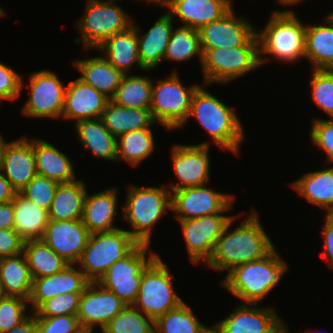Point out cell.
Here are the masks:
<instances>
[{
	"mask_svg": "<svg viewBox=\"0 0 333 333\" xmlns=\"http://www.w3.org/2000/svg\"><path fill=\"white\" fill-rule=\"evenodd\" d=\"M258 215L251 211L246 220L230 232L229 227L236 215L229 221L222 235L216 241L206 265L214 270H229L266 256L274 244L260 224Z\"/></svg>",
	"mask_w": 333,
	"mask_h": 333,
	"instance_id": "cell-1",
	"label": "cell"
},
{
	"mask_svg": "<svg viewBox=\"0 0 333 333\" xmlns=\"http://www.w3.org/2000/svg\"><path fill=\"white\" fill-rule=\"evenodd\" d=\"M275 247L263 258L242 263L229 271L222 286L245 303L258 304L278 285L287 264Z\"/></svg>",
	"mask_w": 333,
	"mask_h": 333,
	"instance_id": "cell-2",
	"label": "cell"
},
{
	"mask_svg": "<svg viewBox=\"0 0 333 333\" xmlns=\"http://www.w3.org/2000/svg\"><path fill=\"white\" fill-rule=\"evenodd\" d=\"M195 117L222 150L239 153L244 130L235 111L200 86L194 92L188 116Z\"/></svg>",
	"mask_w": 333,
	"mask_h": 333,
	"instance_id": "cell-3",
	"label": "cell"
},
{
	"mask_svg": "<svg viewBox=\"0 0 333 333\" xmlns=\"http://www.w3.org/2000/svg\"><path fill=\"white\" fill-rule=\"evenodd\" d=\"M291 10L274 11L264 29L256 31L259 40V61L263 65L269 58L261 53L272 54L276 59L293 62L305 58L306 25Z\"/></svg>",
	"mask_w": 333,
	"mask_h": 333,
	"instance_id": "cell-4",
	"label": "cell"
},
{
	"mask_svg": "<svg viewBox=\"0 0 333 333\" xmlns=\"http://www.w3.org/2000/svg\"><path fill=\"white\" fill-rule=\"evenodd\" d=\"M123 218L131 225L129 234L139 243L150 245L154 224L171 209V191L165 187H128Z\"/></svg>",
	"mask_w": 333,
	"mask_h": 333,
	"instance_id": "cell-5",
	"label": "cell"
},
{
	"mask_svg": "<svg viewBox=\"0 0 333 333\" xmlns=\"http://www.w3.org/2000/svg\"><path fill=\"white\" fill-rule=\"evenodd\" d=\"M139 243L120 228L91 233L87 245L78 261L85 277L97 282L118 260L127 256Z\"/></svg>",
	"mask_w": 333,
	"mask_h": 333,
	"instance_id": "cell-6",
	"label": "cell"
},
{
	"mask_svg": "<svg viewBox=\"0 0 333 333\" xmlns=\"http://www.w3.org/2000/svg\"><path fill=\"white\" fill-rule=\"evenodd\" d=\"M167 264L157 255L141 277L137 300L133 304L154 322L184 302L174 292Z\"/></svg>",
	"mask_w": 333,
	"mask_h": 333,
	"instance_id": "cell-7",
	"label": "cell"
},
{
	"mask_svg": "<svg viewBox=\"0 0 333 333\" xmlns=\"http://www.w3.org/2000/svg\"><path fill=\"white\" fill-rule=\"evenodd\" d=\"M198 87L183 86L176 71L156 84L153 82L150 110L154 121L170 130L184 126L188 121L193 94Z\"/></svg>",
	"mask_w": 333,
	"mask_h": 333,
	"instance_id": "cell-8",
	"label": "cell"
},
{
	"mask_svg": "<svg viewBox=\"0 0 333 333\" xmlns=\"http://www.w3.org/2000/svg\"><path fill=\"white\" fill-rule=\"evenodd\" d=\"M204 84L227 83L260 66L259 46L201 48Z\"/></svg>",
	"mask_w": 333,
	"mask_h": 333,
	"instance_id": "cell-9",
	"label": "cell"
},
{
	"mask_svg": "<svg viewBox=\"0 0 333 333\" xmlns=\"http://www.w3.org/2000/svg\"><path fill=\"white\" fill-rule=\"evenodd\" d=\"M114 0H88L85 14L78 22L85 49H97L110 36L126 31L132 20Z\"/></svg>",
	"mask_w": 333,
	"mask_h": 333,
	"instance_id": "cell-10",
	"label": "cell"
},
{
	"mask_svg": "<svg viewBox=\"0 0 333 333\" xmlns=\"http://www.w3.org/2000/svg\"><path fill=\"white\" fill-rule=\"evenodd\" d=\"M148 247L146 244H138L127 256L116 261L97 282L127 305H133L137 300L143 272L157 256L150 252L147 257V251H150Z\"/></svg>",
	"mask_w": 333,
	"mask_h": 333,
	"instance_id": "cell-11",
	"label": "cell"
},
{
	"mask_svg": "<svg viewBox=\"0 0 333 333\" xmlns=\"http://www.w3.org/2000/svg\"><path fill=\"white\" fill-rule=\"evenodd\" d=\"M233 195L215 192L205 185L171 191V209L178 221L228 211L233 204Z\"/></svg>",
	"mask_w": 333,
	"mask_h": 333,
	"instance_id": "cell-12",
	"label": "cell"
},
{
	"mask_svg": "<svg viewBox=\"0 0 333 333\" xmlns=\"http://www.w3.org/2000/svg\"><path fill=\"white\" fill-rule=\"evenodd\" d=\"M30 96L22 112L31 117L60 118L64 108L65 89L58 76L51 71L41 70L29 77Z\"/></svg>",
	"mask_w": 333,
	"mask_h": 333,
	"instance_id": "cell-13",
	"label": "cell"
},
{
	"mask_svg": "<svg viewBox=\"0 0 333 333\" xmlns=\"http://www.w3.org/2000/svg\"><path fill=\"white\" fill-rule=\"evenodd\" d=\"M233 8L221 19L199 29L201 48L259 46L254 26L244 17L234 16Z\"/></svg>",
	"mask_w": 333,
	"mask_h": 333,
	"instance_id": "cell-14",
	"label": "cell"
},
{
	"mask_svg": "<svg viewBox=\"0 0 333 333\" xmlns=\"http://www.w3.org/2000/svg\"><path fill=\"white\" fill-rule=\"evenodd\" d=\"M234 216L212 214L179 221L192 263H206L213 247Z\"/></svg>",
	"mask_w": 333,
	"mask_h": 333,
	"instance_id": "cell-15",
	"label": "cell"
},
{
	"mask_svg": "<svg viewBox=\"0 0 333 333\" xmlns=\"http://www.w3.org/2000/svg\"><path fill=\"white\" fill-rule=\"evenodd\" d=\"M207 142L196 145L176 144L172 147L174 173L180 180L171 191L207 184L210 177V158Z\"/></svg>",
	"mask_w": 333,
	"mask_h": 333,
	"instance_id": "cell-16",
	"label": "cell"
},
{
	"mask_svg": "<svg viewBox=\"0 0 333 333\" xmlns=\"http://www.w3.org/2000/svg\"><path fill=\"white\" fill-rule=\"evenodd\" d=\"M126 306L112 291L98 282H89L80 296L77 313L79 324L81 328L92 329L99 324L103 329Z\"/></svg>",
	"mask_w": 333,
	"mask_h": 333,
	"instance_id": "cell-17",
	"label": "cell"
},
{
	"mask_svg": "<svg viewBox=\"0 0 333 333\" xmlns=\"http://www.w3.org/2000/svg\"><path fill=\"white\" fill-rule=\"evenodd\" d=\"M90 234L82 219H49L41 240L69 264H76L87 245Z\"/></svg>",
	"mask_w": 333,
	"mask_h": 333,
	"instance_id": "cell-18",
	"label": "cell"
},
{
	"mask_svg": "<svg viewBox=\"0 0 333 333\" xmlns=\"http://www.w3.org/2000/svg\"><path fill=\"white\" fill-rule=\"evenodd\" d=\"M245 303L215 326L222 333H280L286 325L272 307L259 308Z\"/></svg>",
	"mask_w": 333,
	"mask_h": 333,
	"instance_id": "cell-19",
	"label": "cell"
},
{
	"mask_svg": "<svg viewBox=\"0 0 333 333\" xmlns=\"http://www.w3.org/2000/svg\"><path fill=\"white\" fill-rule=\"evenodd\" d=\"M0 170L12 187L20 192L37 175L33 139L28 141L24 136L6 143L0 159Z\"/></svg>",
	"mask_w": 333,
	"mask_h": 333,
	"instance_id": "cell-20",
	"label": "cell"
},
{
	"mask_svg": "<svg viewBox=\"0 0 333 333\" xmlns=\"http://www.w3.org/2000/svg\"><path fill=\"white\" fill-rule=\"evenodd\" d=\"M109 100L91 85L77 78L66 84L61 118L73 119L74 123L80 120L101 118Z\"/></svg>",
	"mask_w": 333,
	"mask_h": 333,
	"instance_id": "cell-21",
	"label": "cell"
},
{
	"mask_svg": "<svg viewBox=\"0 0 333 333\" xmlns=\"http://www.w3.org/2000/svg\"><path fill=\"white\" fill-rule=\"evenodd\" d=\"M89 280L84 273L68 264L62 271L53 275H48L33 279L32 288L28 303H31L34 311L42 302L54 296L83 292L89 284Z\"/></svg>",
	"mask_w": 333,
	"mask_h": 333,
	"instance_id": "cell-22",
	"label": "cell"
},
{
	"mask_svg": "<svg viewBox=\"0 0 333 333\" xmlns=\"http://www.w3.org/2000/svg\"><path fill=\"white\" fill-rule=\"evenodd\" d=\"M232 7L230 0H171L168 13L178 16L183 26L199 30L221 19Z\"/></svg>",
	"mask_w": 333,
	"mask_h": 333,
	"instance_id": "cell-23",
	"label": "cell"
},
{
	"mask_svg": "<svg viewBox=\"0 0 333 333\" xmlns=\"http://www.w3.org/2000/svg\"><path fill=\"white\" fill-rule=\"evenodd\" d=\"M173 20L169 13H165L144 35H140L141 30L134 26L138 37L139 60L144 70H152L164 59L173 30Z\"/></svg>",
	"mask_w": 333,
	"mask_h": 333,
	"instance_id": "cell-24",
	"label": "cell"
},
{
	"mask_svg": "<svg viewBox=\"0 0 333 333\" xmlns=\"http://www.w3.org/2000/svg\"><path fill=\"white\" fill-rule=\"evenodd\" d=\"M83 207L82 222L90 233L117 229L113 226L117 210V189L87 195Z\"/></svg>",
	"mask_w": 333,
	"mask_h": 333,
	"instance_id": "cell-25",
	"label": "cell"
},
{
	"mask_svg": "<svg viewBox=\"0 0 333 333\" xmlns=\"http://www.w3.org/2000/svg\"><path fill=\"white\" fill-rule=\"evenodd\" d=\"M37 175L58 183L76 180L73 165L68 156L49 142L33 138Z\"/></svg>",
	"mask_w": 333,
	"mask_h": 333,
	"instance_id": "cell-26",
	"label": "cell"
},
{
	"mask_svg": "<svg viewBox=\"0 0 333 333\" xmlns=\"http://www.w3.org/2000/svg\"><path fill=\"white\" fill-rule=\"evenodd\" d=\"M97 49L105 52L104 58L124 75L133 64L144 70L139 60L138 37L134 25L126 31L110 36Z\"/></svg>",
	"mask_w": 333,
	"mask_h": 333,
	"instance_id": "cell-27",
	"label": "cell"
},
{
	"mask_svg": "<svg viewBox=\"0 0 333 333\" xmlns=\"http://www.w3.org/2000/svg\"><path fill=\"white\" fill-rule=\"evenodd\" d=\"M74 64L82 75L79 79L91 85L110 100L114 97L124 76L120 70H117L104 57L77 60Z\"/></svg>",
	"mask_w": 333,
	"mask_h": 333,
	"instance_id": "cell-28",
	"label": "cell"
},
{
	"mask_svg": "<svg viewBox=\"0 0 333 333\" xmlns=\"http://www.w3.org/2000/svg\"><path fill=\"white\" fill-rule=\"evenodd\" d=\"M101 119L116 138L132 130L150 128L155 123L150 108H126L112 100L108 101Z\"/></svg>",
	"mask_w": 333,
	"mask_h": 333,
	"instance_id": "cell-29",
	"label": "cell"
},
{
	"mask_svg": "<svg viewBox=\"0 0 333 333\" xmlns=\"http://www.w3.org/2000/svg\"><path fill=\"white\" fill-rule=\"evenodd\" d=\"M82 145L101 159L117 161V138L105 127L101 118L75 123Z\"/></svg>",
	"mask_w": 333,
	"mask_h": 333,
	"instance_id": "cell-30",
	"label": "cell"
},
{
	"mask_svg": "<svg viewBox=\"0 0 333 333\" xmlns=\"http://www.w3.org/2000/svg\"><path fill=\"white\" fill-rule=\"evenodd\" d=\"M12 201L14 229L19 236L24 241L41 239L49 222L48 211L27 199L20 192L15 194Z\"/></svg>",
	"mask_w": 333,
	"mask_h": 333,
	"instance_id": "cell-31",
	"label": "cell"
},
{
	"mask_svg": "<svg viewBox=\"0 0 333 333\" xmlns=\"http://www.w3.org/2000/svg\"><path fill=\"white\" fill-rule=\"evenodd\" d=\"M325 22L329 26L306 25L305 57L314 64L313 69L333 70V11Z\"/></svg>",
	"mask_w": 333,
	"mask_h": 333,
	"instance_id": "cell-32",
	"label": "cell"
},
{
	"mask_svg": "<svg viewBox=\"0 0 333 333\" xmlns=\"http://www.w3.org/2000/svg\"><path fill=\"white\" fill-rule=\"evenodd\" d=\"M293 189L307 201L333 212V167L312 171L294 181Z\"/></svg>",
	"mask_w": 333,
	"mask_h": 333,
	"instance_id": "cell-33",
	"label": "cell"
},
{
	"mask_svg": "<svg viewBox=\"0 0 333 333\" xmlns=\"http://www.w3.org/2000/svg\"><path fill=\"white\" fill-rule=\"evenodd\" d=\"M86 193V186L81 180L59 183L48 212L49 219H82Z\"/></svg>",
	"mask_w": 333,
	"mask_h": 333,
	"instance_id": "cell-34",
	"label": "cell"
},
{
	"mask_svg": "<svg viewBox=\"0 0 333 333\" xmlns=\"http://www.w3.org/2000/svg\"><path fill=\"white\" fill-rule=\"evenodd\" d=\"M0 282L6 296L29 300L33 278L23 253L0 258Z\"/></svg>",
	"mask_w": 333,
	"mask_h": 333,
	"instance_id": "cell-35",
	"label": "cell"
},
{
	"mask_svg": "<svg viewBox=\"0 0 333 333\" xmlns=\"http://www.w3.org/2000/svg\"><path fill=\"white\" fill-rule=\"evenodd\" d=\"M22 253L33 279L53 275L69 264L41 239L24 241Z\"/></svg>",
	"mask_w": 333,
	"mask_h": 333,
	"instance_id": "cell-36",
	"label": "cell"
},
{
	"mask_svg": "<svg viewBox=\"0 0 333 333\" xmlns=\"http://www.w3.org/2000/svg\"><path fill=\"white\" fill-rule=\"evenodd\" d=\"M153 80L147 76L124 75L113 102L126 108H150L152 104Z\"/></svg>",
	"mask_w": 333,
	"mask_h": 333,
	"instance_id": "cell-37",
	"label": "cell"
},
{
	"mask_svg": "<svg viewBox=\"0 0 333 333\" xmlns=\"http://www.w3.org/2000/svg\"><path fill=\"white\" fill-rule=\"evenodd\" d=\"M154 149L151 128L132 130L117 138V160H125L132 166H137L142 160L148 158Z\"/></svg>",
	"mask_w": 333,
	"mask_h": 333,
	"instance_id": "cell-38",
	"label": "cell"
},
{
	"mask_svg": "<svg viewBox=\"0 0 333 333\" xmlns=\"http://www.w3.org/2000/svg\"><path fill=\"white\" fill-rule=\"evenodd\" d=\"M206 329L184 302L154 322V333H204Z\"/></svg>",
	"mask_w": 333,
	"mask_h": 333,
	"instance_id": "cell-39",
	"label": "cell"
},
{
	"mask_svg": "<svg viewBox=\"0 0 333 333\" xmlns=\"http://www.w3.org/2000/svg\"><path fill=\"white\" fill-rule=\"evenodd\" d=\"M195 55L202 62L199 30L188 26L173 28L164 58L180 62L190 60Z\"/></svg>",
	"mask_w": 333,
	"mask_h": 333,
	"instance_id": "cell-40",
	"label": "cell"
},
{
	"mask_svg": "<svg viewBox=\"0 0 333 333\" xmlns=\"http://www.w3.org/2000/svg\"><path fill=\"white\" fill-rule=\"evenodd\" d=\"M143 314L134 305H127L103 329L107 333H154V321Z\"/></svg>",
	"mask_w": 333,
	"mask_h": 333,
	"instance_id": "cell-41",
	"label": "cell"
},
{
	"mask_svg": "<svg viewBox=\"0 0 333 333\" xmlns=\"http://www.w3.org/2000/svg\"><path fill=\"white\" fill-rule=\"evenodd\" d=\"M311 79L313 101L333 118V70L313 69Z\"/></svg>",
	"mask_w": 333,
	"mask_h": 333,
	"instance_id": "cell-42",
	"label": "cell"
},
{
	"mask_svg": "<svg viewBox=\"0 0 333 333\" xmlns=\"http://www.w3.org/2000/svg\"><path fill=\"white\" fill-rule=\"evenodd\" d=\"M83 292H72L54 296L42 302L34 311L36 317L77 315L80 296Z\"/></svg>",
	"mask_w": 333,
	"mask_h": 333,
	"instance_id": "cell-43",
	"label": "cell"
},
{
	"mask_svg": "<svg viewBox=\"0 0 333 333\" xmlns=\"http://www.w3.org/2000/svg\"><path fill=\"white\" fill-rule=\"evenodd\" d=\"M58 182L36 175L20 193L27 199L49 212Z\"/></svg>",
	"mask_w": 333,
	"mask_h": 333,
	"instance_id": "cell-44",
	"label": "cell"
},
{
	"mask_svg": "<svg viewBox=\"0 0 333 333\" xmlns=\"http://www.w3.org/2000/svg\"><path fill=\"white\" fill-rule=\"evenodd\" d=\"M27 302L15 296H5L0 300V333L7 332L28 317L25 315Z\"/></svg>",
	"mask_w": 333,
	"mask_h": 333,
	"instance_id": "cell-45",
	"label": "cell"
},
{
	"mask_svg": "<svg viewBox=\"0 0 333 333\" xmlns=\"http://www.w3.org/2000/svg\"><path fill=\"white\" fill-rule=\"evenodd\" d=\"M37 333H81L77 315L36 317Z\"/></svg>",
	"mask_w": 333,
	"mask_h": 333,
	"instance_id": "cell-46",
	"label": "cell"
},
{
	"mask_svg": "<svg viewBox=\"0 0 333 333\" xmlns=\"http://www.w3.org/2000/svg\"><path fill=\"white\" fill-rule=\"evenodd\" d=\"M310 131L312 142L325 151L327 161L333 162V118L329 120L314 119Z\"/></svg>",
	"mask_w": 333,
	"mask_h": 333,
	"instance_id": "cell-47",
	"label": "cell"
},
{
	"mask_svg": "<svg viewBox=\"0 0 333 333\" xmlns=\"http://www.w3.org/2000/svg\"><path fill=\"white\" fill-rule=\"evenodd\" d=\"M22 77L9 66L0 62V104L2 100H14L20 97L23 88Z\"/></svg>",
	"mask_w": 333,
	"mask_h": 333,
	"instance_id": "cell-48",
	"label": "cell"
},
{
	"mask_svg": "<svg viewBox=\"0 0 333 333\" xmlns=\"http://www.w3.org/2000/svg\"><path fill=\"white\" fill-rule=\"evenodd\" d=\"M23 244L24 240L14 228L0 229V258L21 254Z\"/></svg>",
	"mask_w": 333,
	"mask_h": 333,
	"instance_id": "cell-49",
	"label": "cell"
},
{
	"mask_svg": "<svg viewBox=\"0 0 333 333\" xmlns=\"http://www.w3.org/2000/svg\"><path fill=\"white\" fill-rule=\"evenodd\" d=\"M324 222V251H322V255L333 267V218L326 214Z\"/></svg>",
	"mask_w": 333,
	"mask_h": 333,
	"instance_id": "cell-50",
	"label": "cell"
},
{
	"mask_svg": "<svg viewBox=\"0 0 333 333\" xmlns=\"http://www.w3.org/2000/svg\"><path fill=\"white\" fill-rule=\"evenodd\" d=\"M14 228L13 201L0 204V229Z\"/></svg>",
	"mask_w": 333,
	"mask_h": 333,
	"instance_id": "cell-51",
	"label": "cell"
},
{
	"mask_svg": "<svg viewBox=\"0 0 333 333\" xmlns=\"http://www.w3.org/2000/svg\"><path fill=\"white\" fill-rule=\"evenodd\" d=\"M17 191L0 170V204L11 202Z\"/></svg>",
	"mask_w": 333,
	"mask_h": 333,
	"instance_id": "cell-52",
	"label": "cell"
},
{
	"mask_svg": "<svg viewBox=\"0 0 333 333\" xmlns=\"http://www.w3.org/2000/svg\"><path fill=\"white\" fill-rule=\"evenodd\" d=\"M5 333H37V320L34 314L29 316L20 324Z\"/></svg>",
	"mask_w": 333,
	"mask_h": 333,
	"instance_id": "cell-53",
	"label": "cell"
},
{
	"mask_svg": "<svg viewBox=\"0 0 333 333\" xmlns=\"http://www.w3.org/2000/svg\"><path fill=\"white\" fill-rule=\"evenodd\" d=\"M141 1H142V0H141ZM145 1H146V3L149 2V4H150L151 2L159 3V5H161V6H167L168 9H169L170 4H171V0H145Z\"/></svg>",
	"mask_w": 333,
	"mask_h": 333,
	"instance_id": "cell-54",
	"label": "cell"
},
{
	"mask_svg": "<svg viewBox=\"0 0 333 333\" xmlns=\"http://www.w3.org/2000/svg\"><path fill=\"white\" fill-rule=\"evenodd\" d=\"M302 0H278V2H280L281 4H283V5H294V4H296V3H298V2H301Z\"/></svg>",
	"mask_w": 333,
	"mask_h": 333,
	"instance_id": "cell-55",
	"label": "cell"
},
{
	"mask_svg": "<svg viewBox=\"0 0 333 333\" xmlns=\"http://www.w3.org/2000/svg\"><path fill=\"white\" fill-rule=\"evenodd\" d=\"M6 141H4L3 137L0 134V159L2 157L3 149L5 147Z\"/></svg>",
	"mask_w": 333,
	"mask_h": 333,
	"instance_id": "cell-56",
	"label": "cell"
},
{
	"mask_svg": "<svg viewBox=\"0 0 333 333\" xmlns=\"http://www.w3.org/2000/svg\"><path fill=\"white\" fill-rule=\"evenodd\" d=\"M204 333H222L216 326H213V328H207Z\"/></svg>",
	"mask_w": 333,
	"mask_h": 333,
	"instance_id": "cell-57",
	"label": "cell"
},
{
	"mask_svg": "<svg viewBox=\"0 0 333 333\" xmlns=\"http://www.w3.org/2000/svg\"><path fill=\"white\" fill-rule=\"evenodd\" d=\"M94 329L92 328H82L81 333H92ZM103 333H107L104 329H102Z\"/></svg>",
	"mask_w": 333,
	"mask_h": 333,
	"instance_id": "cell-58",
	"label": "cell"
},
{
	"mask_svg": "<svg viewBox=\"0 0 333 333\" xmlns=\"http://www.w3.org/2000/svg\"><path fill=\"white\" fill-rule=\"evenodd\" d=\"M5 292H4V289H3V286L0 282V300L3 299L5 297Z\"/></svg>",
	"mask_w": 333,
	"mask_h": 333,
	"instance_id": "cell-59",
	"label": "cell"
},
{
	"mask_svg": "<svg viewBox=\"0 0 333 333\" xmlns=\"http://www.w3.org/2000/svg\"><path fill=\"white\" fill-rule=\"evenodd\" d=\"M3 15H5V14H4V10H2V9L0 8V17H2Z\"/></svg>",
	"mask_w": 333,
	"mask_h": 333,
	"instance_id": "cell-60",
	"label": "cell"
},
{
	"mask_svg": "<svg viewBox=\"0 0 333 333\" xmlns=\"http://www.w3.org/2000/svg\"><path fill=\"white\" fill-rule=\"evenodd\" d=\"M282 333H289V332H288V329H287V328H284V329L282 330Z\"/></svg>",
	"mask_w": 333,
	"mask_h": 333,
	"instance_id": "cell-61",
	"label": "cell"
}]
</instances>
